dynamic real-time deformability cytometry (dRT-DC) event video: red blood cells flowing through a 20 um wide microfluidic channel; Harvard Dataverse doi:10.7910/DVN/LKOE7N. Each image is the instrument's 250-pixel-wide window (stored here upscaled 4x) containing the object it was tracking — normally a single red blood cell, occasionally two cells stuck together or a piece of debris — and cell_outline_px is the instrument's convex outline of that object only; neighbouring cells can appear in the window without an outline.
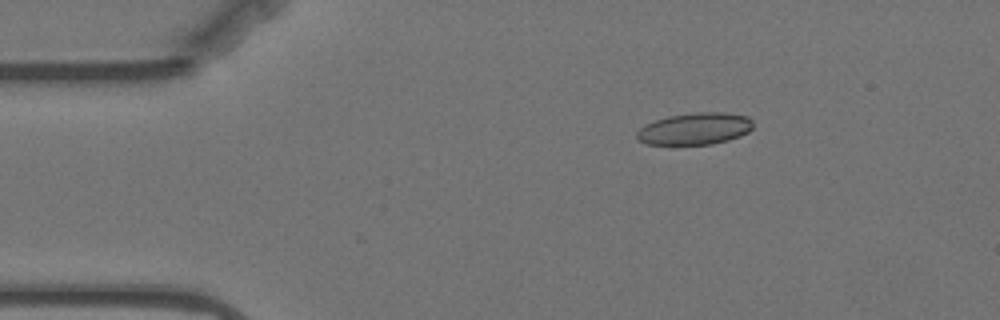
{"species": "Egyptian fruit bat (a non-hibernating species)", "species_latin": "Rousettus aegyptiacus", "temperature_condition": "warm", "stored_images_in_passage": 3, "camera_frame_rate_fps": 3000, "um_per_image_px": 0.085, "animal": {"sex": "female"}, "frame": {"image": 1, "passage_image": 1, "time_ms": 0.0, "image_size_px": [1000, 320], "cell_outline_px": [[752, 128], [748, 132], [740, 136], [728, 140], [712, 144], [648, 144], [640, 140], [636, 136], [636, 132], [644, 124], [668, 116], [696, 112], [724, 112], [748, 116], [752, 120]], "centroid_in_image_um": [59.08, 10.93], "position_along_channel_um": 25.9, "area_um2": 21.56}}